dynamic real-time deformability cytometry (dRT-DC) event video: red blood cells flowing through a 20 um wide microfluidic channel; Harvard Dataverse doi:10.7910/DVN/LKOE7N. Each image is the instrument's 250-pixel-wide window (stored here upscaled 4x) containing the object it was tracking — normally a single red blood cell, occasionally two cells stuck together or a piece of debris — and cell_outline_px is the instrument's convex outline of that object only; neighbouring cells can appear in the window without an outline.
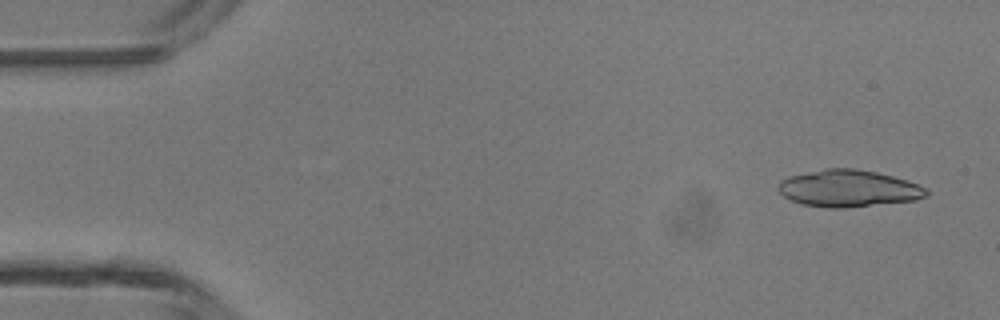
{"species": "common noctule bat (a hibernating species)", "species_latin": "Nyctalus noctula", "temperature_condition": "room temperature", "stored_images_in_passage": 13, "camera_frame_rate_fps": 3000, "um_per_image_px": 0.085, "animal": {"sex": "male", "body_mass_g": 13.3}, "frame": {"image": 1, "passage_image": 3, "time_ms": 0.667, "image_size_px": [1000, 320], "cell_outline_px": [[928, 196], [916, 200], [844, 208], [828, 208], [800, 204], [784, 196], [776, 188], [780, 180], [788, 176], [824, 168], [856, 168], [876, 172], [892, 176], [928, 188]], "centroid_in_image_um": [72.09, 16.01], "position_along_channel_um": 12.9, "area_um2": 32.02}}